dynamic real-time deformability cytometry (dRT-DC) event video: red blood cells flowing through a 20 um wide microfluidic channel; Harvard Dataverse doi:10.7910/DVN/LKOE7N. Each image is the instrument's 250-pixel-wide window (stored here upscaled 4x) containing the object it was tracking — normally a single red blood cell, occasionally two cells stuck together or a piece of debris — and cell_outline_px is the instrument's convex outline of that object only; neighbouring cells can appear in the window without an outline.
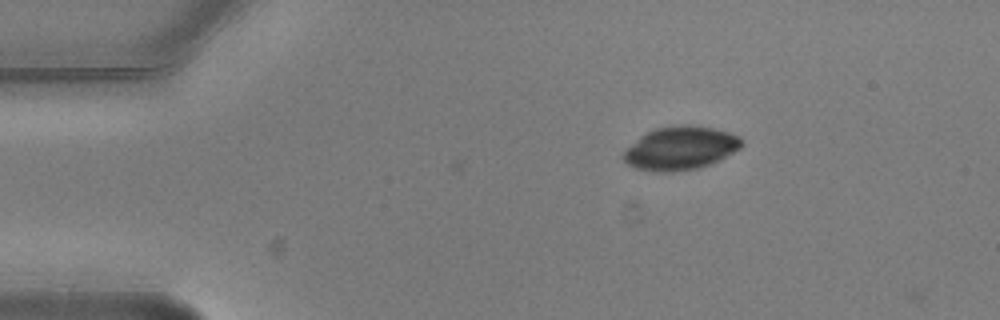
{"species": "common noctule bat (a hibernating species)", "species_latin": "Nyctalus noctula", "temperature_condition": "warm", "stored_images_in_passage": 3, "camera_frame_rate_fps": 3000, "um_per_image_px": 0.085, "animal": {"sex": "male", "body_mass_g": 20.5, "forearm_length_mm": 52.5}, "frame": {"image": 1, "passage_image": 1, "time_ms": 0.0, "image_size_px": [1000, 320], "cell_outline_px": [[744, 144], [740, 148], [700, 168], [672, 172], [656, 172], [636, 168], [628, 164], [620, 156], [640, 136], [656, 128], [680, 124], [688, 124], [712, 128], [728, 132], [740, 136]], "centroid_in_image_um": [57.82, 12.59], "position_along_channel_um": 27.2, "area_um2": 29.65}}